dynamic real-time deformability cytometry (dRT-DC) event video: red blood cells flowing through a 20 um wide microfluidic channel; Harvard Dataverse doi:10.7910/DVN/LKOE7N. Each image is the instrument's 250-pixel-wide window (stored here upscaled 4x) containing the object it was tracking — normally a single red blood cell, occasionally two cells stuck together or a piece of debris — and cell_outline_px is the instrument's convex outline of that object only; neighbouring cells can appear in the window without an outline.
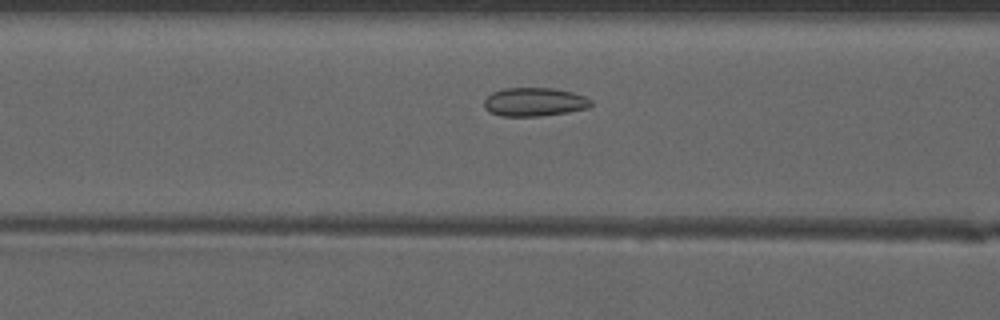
{"species": "common noctule bat (a hibernating species)", "species_latin": "Nyctalus noctula", "temperature_condition": "warm", "stored_images_in_passage": 47, "camera_frame_rate_fps": 3000, "um_per_image_px": 0.085, "animal": {"sex": "male", "forearm_length_mm": 52.5}, "frame": {"image": 1, "passage_image": 18, "time_ms": 5.667, "image_size_px": [1000, 320], "cell_outline_px": [[592, 104], [588, 108], [568, 112], [540, 116], [500, 116], [488, 112], [484, 108], [484, 100], [492, 92], [504, 88], [552, 88], [572, 92], [584, 96], [592, 100]], "centroid_in_image_um": [45.4, 8.67], "position_along_channel_um": 121.2, "area_um2": 17.92}}
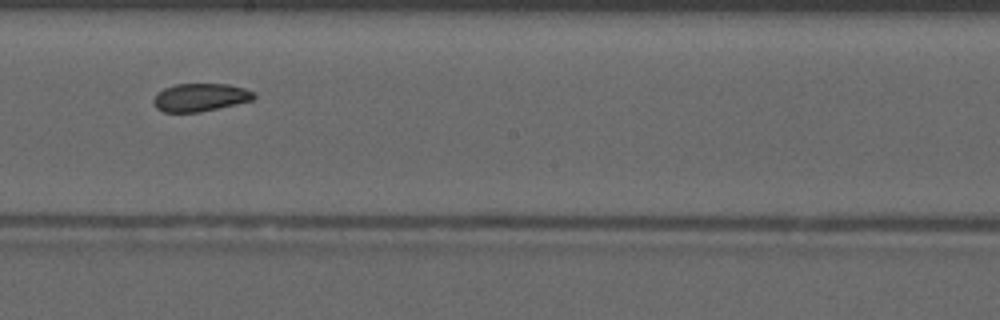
{"frame": {"image": 2, "passage_image": 26, "time_ms": 8.333, "image_size_px": [1000, 320], "cell_outline_px": [[256, 96], [252, 100], [200, 112], [164, 112], [156, 108], [152, 100], [156, 92], [164, 88], [176, 84], [228, 84], [244, 88], [252, 92]], "centroid_in_image_um": [16.97, 8.27], "position_along_channel_um": 231.2, "area_um2": 16.3}}
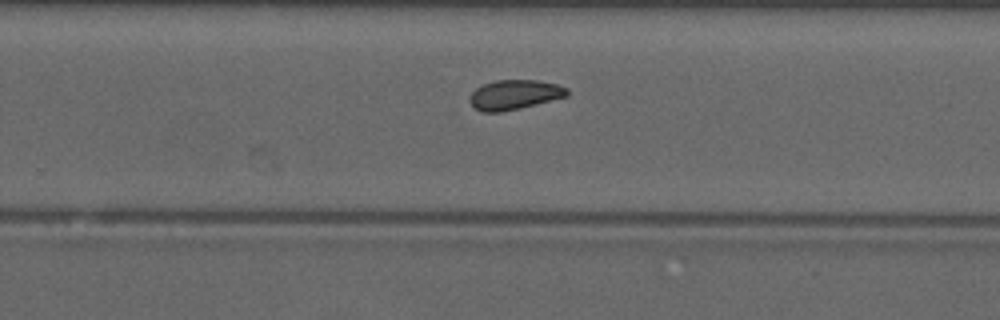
{"frame": {"image": 3, "passage_image": 30, "time_ms": 9.667, "image_size_px": [1000, 320], "cell_outline_px": [[568, 96], [520, 108], [500, 112], [484, 112], [476, 108], [468, 100], [468, 96], [476, 88], [484, 84], [496, 80], [536, 80], [556, 84], [568, 88]], "centroid_in_image_um": [43.72, 8.05], "position_along_channel_um": 286.1, "area_um2": 16.76}, "authors_computed_cell_mechanics": {"area_um2": 17.1088, "velocity_mm_per_s": 4.1305, "shape_relaxation_time_tau1_ms": null, "shape_relaxation_time_tau2_ms": 0.8413, "deformation_change_tau1": null, "deformation_change_tau2": 0.0595}}